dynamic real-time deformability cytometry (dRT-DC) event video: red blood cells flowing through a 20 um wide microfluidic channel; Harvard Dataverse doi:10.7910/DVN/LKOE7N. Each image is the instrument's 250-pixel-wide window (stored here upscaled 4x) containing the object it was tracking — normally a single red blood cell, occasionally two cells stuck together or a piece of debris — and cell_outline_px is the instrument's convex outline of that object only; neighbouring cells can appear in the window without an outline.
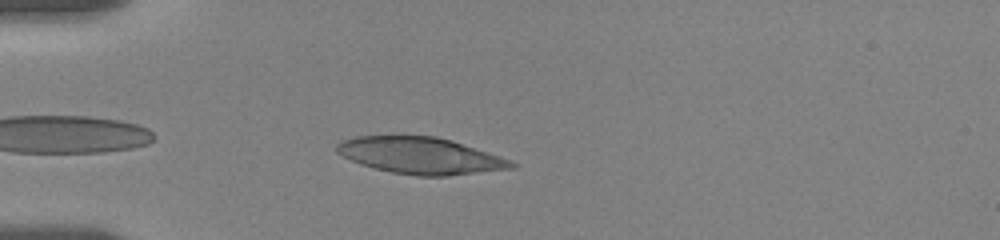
{"species": "human", "species_latin": "Homo sapiens", "temperature_condition": "room temperature", "stored_images_in_passage": 44, "camera_frame_rate_fps": 3000, "um_per_image_px": 0.085, "donor": {"sex": "female"}, "frame": {"image": 1, "passage_image": 3, "time_ms": 0.667, "image_size_px": [1000, 240], "cell_outline_px": [[516, 168], [448, 176], [416, 176], [392, 172], [360, 164], [336, 152], [336, 144], [344, 140], [356, 136], [436, 136], [452, 140], [500, 156], [516, 164]], "centroid_in_image_um": [35.75, 13.23], "position_along_channel_um": 49.2, "area_um2": 37.05}}
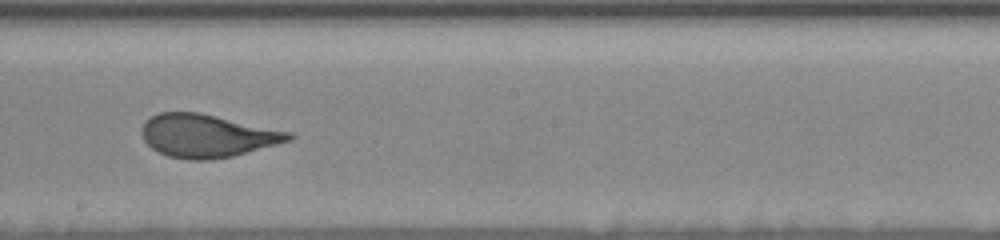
{"frame": {"image": 2, "passage_image": 20, "time_ms": 6.333, "image_size_px": [1000, 240], "cell_outline_px": [[296, 136], [292, 140], [232, 156], [212, 160], [188, 160], [168, 156], [156, 152], [144, 140], [140, 132], [140, 128], [152, 116], [160, 112], [200, 112], [292, 132]], "centroid_in_image_um": [17.61, 11.54], "position_along_channel_um": 230.6, "area_um2": 36.99}}
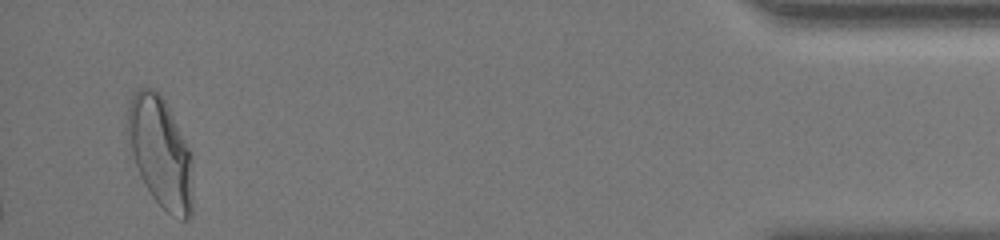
{"frame": {"image": 3, "passage_image": 42, "time_ms": 13.667, "image_size_px": [1000, 240], "cell_outline_px": [[192, 212], [188, 220], [184, 220], [172, 216], [152, 196], [140, 176], [132, 152], [128, 128], [128, 108], [132, 96], [140, 88], [148, 88], [160, 92], [192, 152]], "centroid_in_image_um": [13.69, 12.97], "position_along_channel_um": 421.5, "area_um2": 41.56}, "authors_computed_cell_mechanics": {"area_um2": 36.9053, "velocity_mm_per_s": 3.5176, "shape_relaxation_time_tau1_ms": 5.9624, "shape_relaxation_time_tau2_ms": null, "deformation_change_tau1": 0.2008, "deformation_change_tau2": null}}